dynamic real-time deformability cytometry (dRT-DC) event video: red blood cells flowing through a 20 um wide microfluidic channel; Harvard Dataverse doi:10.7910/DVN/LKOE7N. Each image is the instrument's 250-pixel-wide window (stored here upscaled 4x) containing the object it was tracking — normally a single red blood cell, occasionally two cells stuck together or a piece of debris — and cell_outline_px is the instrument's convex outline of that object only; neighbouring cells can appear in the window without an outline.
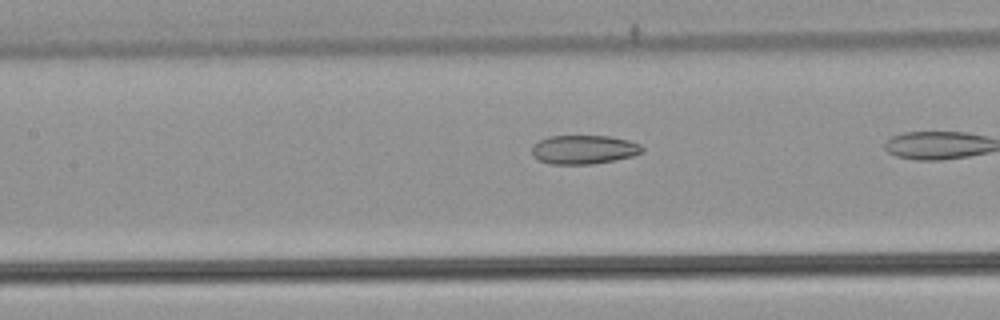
{"species": "common noctule bat (a hibernating species)", "species_latin": "Nyctalus noctula", "temperature_condition": "warm", "stored_images_in_passage": 8, "camera_frame_rate_fps": 3000, "um_per_image_px": 0.085, "animal": {"sex": "male", "body_mass_g": 21.5, "forearm_length_mm": 52.0}, "frame": {"image": 1, "passage_image": 6, "time_ms": 1.667, "image_size_px": [1000, 320], "cell_outline_px": [[644, 152], [632, 156], [592, 164], [552, 164], [540, 160], [532, 152], [532, 148], [540, 140], [548, 136], [608, 136], [628, 140], [640, 144], [644, 148]], "centroid_in_image_um": [49.67, 12.71], "position_along_channel_um": 157.7, "area_um2": 18.32}}